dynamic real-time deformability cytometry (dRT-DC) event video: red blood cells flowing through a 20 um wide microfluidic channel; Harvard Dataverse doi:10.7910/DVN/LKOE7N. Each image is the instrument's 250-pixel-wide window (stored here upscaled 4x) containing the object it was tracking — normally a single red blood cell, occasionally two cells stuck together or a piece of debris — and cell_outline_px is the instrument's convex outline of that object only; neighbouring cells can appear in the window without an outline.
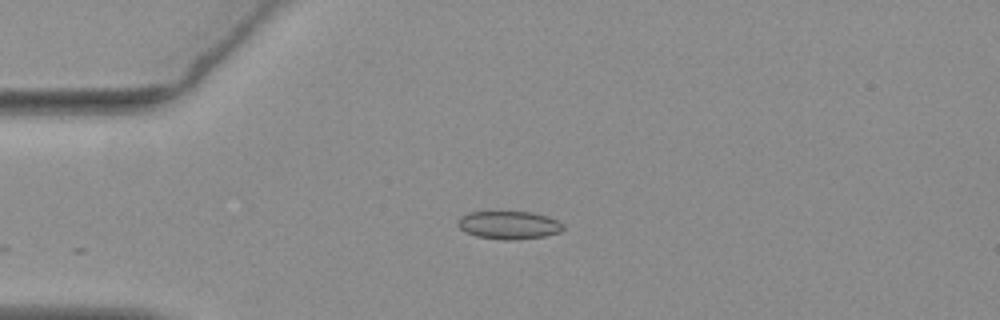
{"species": "common noctule bat (a hibernating species)", "species_latin": "Nyctalus noctula", "temperature_condition": "warm", "stored_images_in_passage": 43, "camera_frame_rate_fps": 3000, "um_per_image_px": 0.085, "animal": {"sex": "female", "body_mass_g": 19.3, "forearm_length_mm": 54.1}, "frame": {"image": 1, "passage_image": 1, "time_ms": 0.0, "image_size_px": [1000, 320], "cell_outline_px": [[564, 228], [560, 232], [544, 236], [516, 240], [504, 240], [476, 236], [464, 232], [456, 224], [456, 220], [460, 216], [468, 212], [532, 212], [548, 216], [564, 224]], "centroid_in_image_um": [43.23, 19.13], "position_along_channel_um": 41.8, "area_um2": 17.4}}
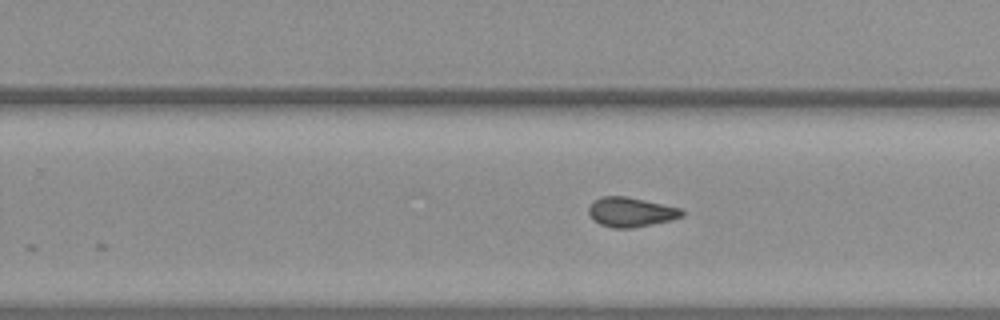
{"frame": {"image": 2, "passage_image": 22, "time_ms": 7.0, "image_size_px": [1000, 320], "cell_outline_px": [[684, 216], [672, 220], [632, 228], [612, 228], [600, 224], [592, 220], [588, 212], [588, 208], [592, 200], [600, 196], [624, 196], [644, 200], [680, 208], [684, 212]], "centroid_in_image_um": [53.58, 18.03], "position_along_channel_um": 276.2, "area_um2": 16.18}}
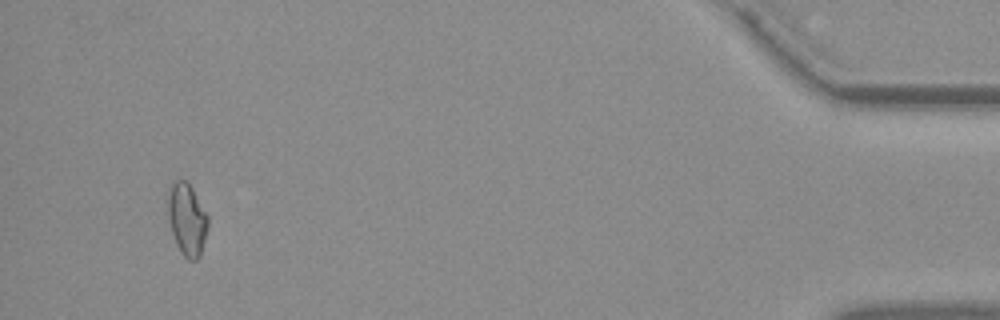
{"frame": {"image": 3, "passage_image": 40, "time_ms": 13.0, "image_size_px": [1000, 320], "cell_outline_px": [[208, 228], [200, 256], [196, 260], [188, 260], [180, 252], [176, 244], [168, 220], [168, 192], [172, 184], [176, 180], [184, 180], [192, 188], [208, 216]], "centroid_in_image_um": [15.89, 18.68], "position_along_channel_um": 419.3, "area_um2": 16.76}, "authors_computed_cell_mechanics": {"area_um2": 16.3574, "velocity_mm_per_s": 3.6991, "shape_relaxation_time_tau1_ms": null, "shape_relaxation_time_tau2_ms": 2.5674, "deformation_change_tau1": null, "deformation_change_tau2": 0.0741}}